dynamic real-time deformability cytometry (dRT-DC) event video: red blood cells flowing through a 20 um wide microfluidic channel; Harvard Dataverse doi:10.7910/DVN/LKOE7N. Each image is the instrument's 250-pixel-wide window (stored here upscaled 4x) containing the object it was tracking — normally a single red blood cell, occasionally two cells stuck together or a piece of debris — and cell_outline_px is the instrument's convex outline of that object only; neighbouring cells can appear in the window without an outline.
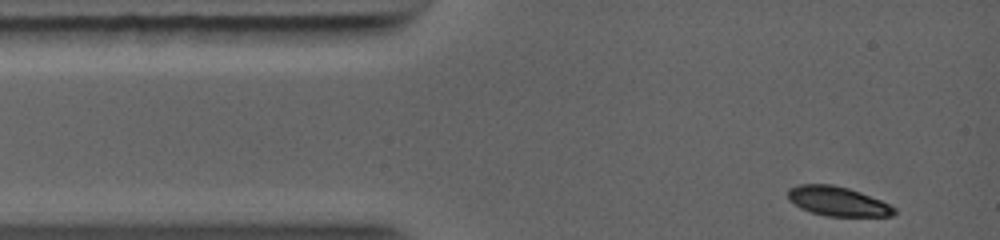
{"species": "common noctule bat (a hibernating species)", "species_latin": "Nyctalus noctula", "temperature_condition": "warm", "stored_images_in_passage": 30, "camera_frame_rate_fps": 5000, "um_per_image_px": 0.085, "animal": {"sex": "female", "body_mass_g": 19.0, "forearm_length_mm": 56.7}, "frame": {"image": 1, "passage_image": 1, "time_ms": 0.0, "image_size_px": [1000, 240], "cell_outline_px": [[896, 212], [892, 216], [824, 216], [800, 208], [788, 200], [788, 188], [800, 184], [832, 184], [848, 188], [860, 192], [880, 200], [896, 208]], "centroid_in_image_um": [71.17, 17.11], "position_along_channel_um": 13.8, "area_um2": 18.21}}
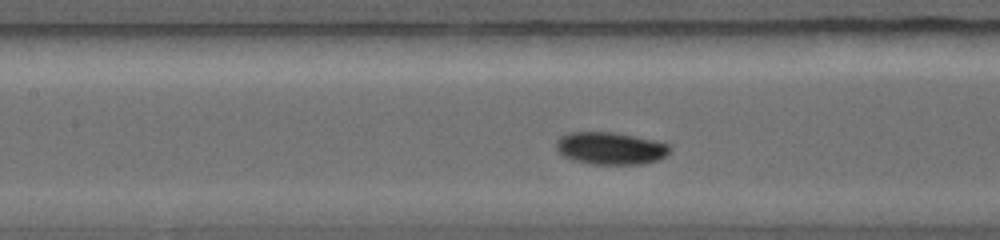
{"frame": {"image": 2, "passage_image": 18, "time_ms": 4.0, "image_size_px": [1000, 240], "cell_outline_px": [[672, 152], [660, 160], [644, 164], [588, 164], [572, 160], [564, 156], [556, 148], [556, 140], [560, 136], [568, 132], [612, 132], [652, 140], [668, 144], [672, 148]], "centroid_in_image_um": [51.9, 12.62], "position_along_channel_um": 155.5, "area_um2": 21.62}}
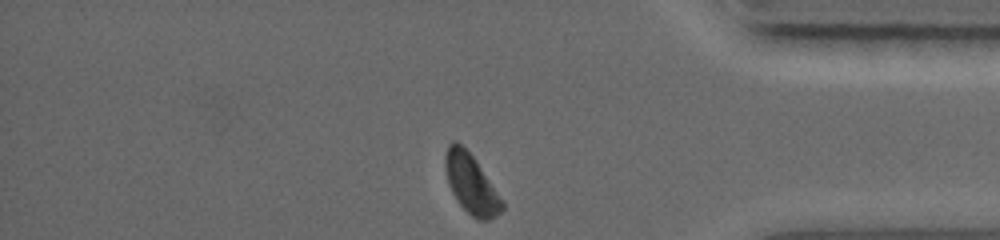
{"frame": {"image": 3, "passage_image": 30, "time_ms": 9.4, "image_size_px": [1000, 240], "cell_outline_px": [[504, 208], [496, 216], [488, 220], [480, 220], [472, 216], [456, 200], [448, 184], [444, 168], [444, 156], [448, 144], [452, 140], [456, 140], [476, 160], [504, 200]], "centroid_in_image_um": [40.04, 15.61], "position_along_channel_um": 395.2, "area_um2": 19.83}}